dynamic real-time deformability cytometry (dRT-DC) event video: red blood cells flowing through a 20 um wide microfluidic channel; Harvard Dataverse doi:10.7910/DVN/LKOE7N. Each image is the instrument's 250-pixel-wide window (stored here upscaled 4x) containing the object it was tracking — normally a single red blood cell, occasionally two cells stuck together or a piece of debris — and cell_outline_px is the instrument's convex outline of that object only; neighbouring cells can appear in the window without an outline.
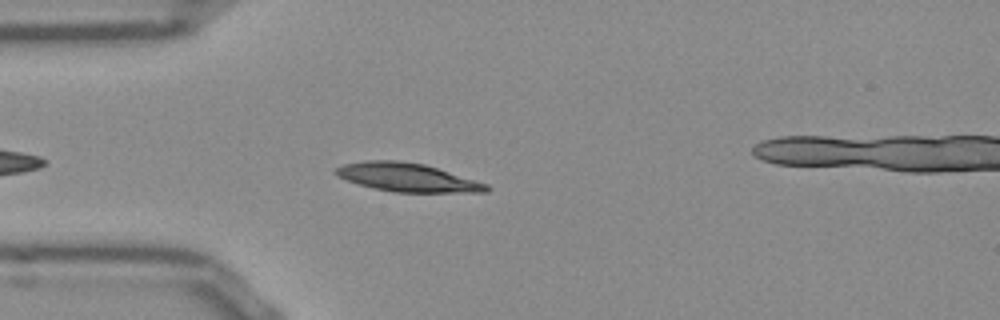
{"species": "Egyptian fruit bat (a non-hibernating species)", "species_latin": "Rousettus aegyptiacus", "temperature_condition": "room temperature", "stored_images_in_passage": 18, "camera_frame_rate_fps": 3000, "um_per_image_px": 0.085, "frame": {"image": 1, "passage_image": 1, "time_ms": 0.0, "image_size_px": [1000, 320], "cell_outline_px": [[492, 188], [488, 192], [396, 192], [372, 188], [336, 176], [332, 172], [336, 168], [344, 164], [368, 160], [396, 160], [424, 164], [488, 184]], "centroid_in_image_um": [34.62, 15.08], "position_along_channel_um": 50.4, "area_um2": 24.85}}
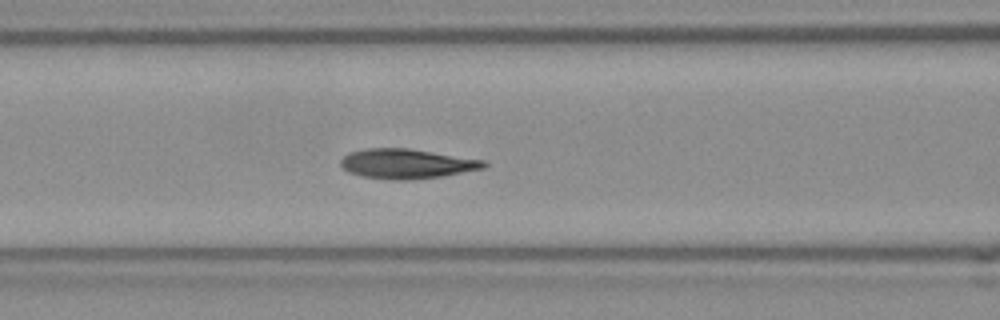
{"frame": {"image": 2, "passage_image": 8, "time_ms": 2.333, "image_size_px": [1000, 320], "cell_outline_px": [[488, 164], [484, 168], [440, 176], [408, 180], [396, 180], [364, 176], [348, 172], [340, 164], [340, 160], [348, 152], [368, 148], [408, 148], [484, 160]], "centroid_in_image_um": [34.54, 13.91], "position_along_channel_um": 132.1, "area_um2": 24.51}}
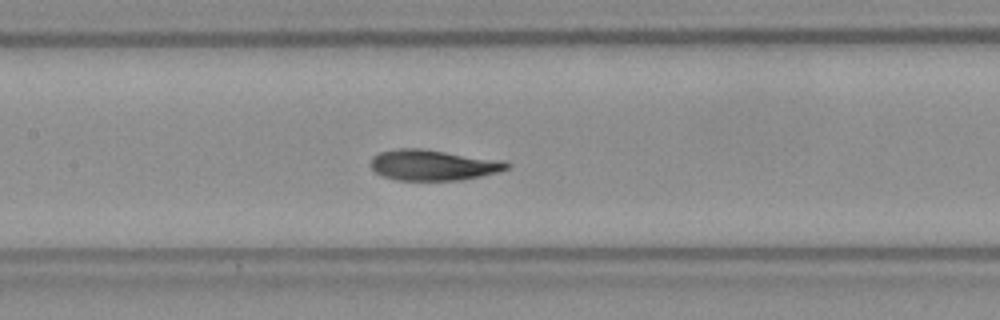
{"frame": {"image": 3, "passage_image": 11, "time_ms": 3.333, "image_size_px": [1000, 320], "cell_outline_px": [[512, 164], [508, 168], [500, 172], [464, 180], [396, 180], [380, 176], [372, 168], [372, 156], [380, 152], [400, 148], [420, 148], [504, 160]], "centroid_in_image_um": [36.86, 14.03], "position_along_channel_um": 170.5, "area_um2": 24.57}}